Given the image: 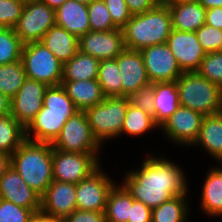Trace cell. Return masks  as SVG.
Masks as SVG:
<instances>
[{"label": "cell", "instance_id": "cell-14", "mask_svg": "<svg viewBox=\"0 0 222 222\" xmlns=\"http://www.w3.org/2000/svg\"><path fill=\"white\" fill-rule=\"evenodd\" d=\"M151 83L176 81L183 73L166 43L140 50Z\"/></svg>", "mask_w": 222, "mask_h": 222}, {"label": "cell", "instance_id": "cell-47", "mask_svg": "<svg viewBox=\"0 0 222 222\" xmlns=\"http://www.w3.org/2000/svg\"><path fill=\"white\" fill-rule=\"evenodd\" d=\"M10 99L0 92V117L10 114Z\"/></svg>", "mask_w": 222, "mask_h": 222}, {"label": "cell", "instance_id": "cell-3", "mask_svg": "<svg viewBox=\"0 0 222 222\" xmlns=\"http://www.w3.org/2000/svg\"><path fill=\"white\" fill-rule=\"evenodd\" d=\"M125 47L140 51L164 44L172 31V18L168 5L161 1L153 9L133 15L122 28Z\"/></svg>", "mask_w": 222, "mask_h": 222}, {"label": "cell", "instance_id": "cell-9", "mask_svg": "<svg viewBox=\"0 0 222 222\" xmlns=\"http://www.w3.org/2000/svg\"><path fill=\"white\" fill-rule=\"evenodd\" d=\"M99 154L65 152L52 148L53 180L77 184L100 167Z\"/></svg>", "mask_w": 222, "mask_h": 222}, {"label": "cell", "instance_id": "cell-51", "mask_svg": "<svg viewBox=\"0 0 222 222\" xmlns=\"http://www.w3.org/2000/svg\"><path fill=\"white\" fill-rule=\"evenodd\" d=\"M75 1H77L79 3H83V4H86V5H89L94 0H75Z\"/></svg>", "mask_w": 222, "mask_h": 222}, {"label": "cell", "instance_id": "cell-34", "mask_svg": "<svg viewBox=\"0 0 222 222\" xmlns=\"http://www.w3.org/2000/svg\"><path fill=\"white\" fill-rule=\"evenodd\" d=\"M23 43L14 28L0 29V65H7L21 60Z\"/></svg>", "mask_w": 222, "mask_h": 222}, {"label": "cell", "instance_id": "cell-29", "mask_svg": "<svg viewBox=\"0 0 222 222\" xmlns=\"http://www.w3.org/2000/svg\"><path fill=\"white\" fill-rule=\"evenodd\" d=\"M187 193L173 197L152 209L151 222H186L188 211ZM186 201V202H185Z\"/></svg>", "mask_w": 222, "mask_h": 222}, {"label": "cell", "instance_id": "cell-15", "mask_svg": "<svg viewBox=\"0 0 222 222\" xmlns=\"http://www.w3.org/2000/svg\"><path fill=\"white\" fill-rule=\"evenodd\" d=\"M79 51L101 60L115 59L126 47L123 30L89 31L79 37Z\"/></svg>", "mask_w": 222, "mask_h": 222}, {"label": "cell", "instance_id": "cell-52", "mask_svg": "<svg viewBox=\"0 0 222 222\" xmlns=\"http://www.w3.org/2000/svg\"><path fill=\"white\" fill-rule=\"evenodd\" d=\"M18 1L23 2L24 4H26V3H29V2H31L33 0H18Z\"/></svg>", "mask_w": 222, "mask_h": 222}, {"label": "cell", "instance_id": "cell-49", "mask_svg": "<svg viewBox=\"0 0 222 222\" xmlns=\"http://www.w3.org/2000/svg\"><path fill=\"white\" fill-rule=\"evenodd\" d=\"M206 10L214 7H222V0H197Z\"/></svg>", "mask_w": 222, "mask_h": 222}, {"label": "cell", "instance_id": "cell-16", "mask_svg": "<svg viewBox=\"0 0 222 222\" xmlns=\"http://www.w3.org/2000/svg\"><path fill=\"white\" fill-rule=\"evenodd\" d=\"M166 44L182 72H196L206 55L195 32L172 29Z\"/></svg>", "mask_w": 222, "mask_h": 222}, {"label": "cell", "instance_id": "cell-19", "mask_svg": "<svg viewBox=\"0 0 222 222\" xmlns=\"http://www.w3.org/2000/svg\"><path fill=\"white\" fill-rule=\"evenodd\" d=\"M122 82V97L150 83L140 51L125 48L115 58Z\"/></svg>", "mask_w": 222, "mask_h": 222}, {"label": "cell", "instance_id": "cell-7", "mask_svg": "<svg viewBox=\"0 0 222 222\" xmlns=\"http://www.w3.org/2000/svg\"><path fill=\"white\" fill-rule=\"evenodd\" d=\"M21 61L27 78L48 86L61 84L63 63L40 41L23 44Z\"/></svg>", "mask_w": 222, "mask_h": 222}, {"label": "cell", "instance_id": "cell-36", "mask_svg": "<svg viewBox=\"0 0 222 222\" xmlns=\"http://www.w3.org/2000/svg\"><path fill=\"white\" fill-rule=\"evenodd\" d=\"M196 72L222 88V51L207 53Z\"/></svg>", "mask_w": 222, "mask_h": 222}, {"label": "cell", "instance_id": "cell-11", "mask_svg": "<svg viewBox=\"0 0 222 222\" xmlns=\"http://www.w3.org/2000/svg\"><path fill=\"white\" fill-rule=\"evenodd\" d=\"M100 168L76 184L78 210L105 212L109 192L116 183Z\"/></svg>", "mask_w": 222, "mask_h": 222}, {"label": "cell", "instance_id": "cell-5", "mask_svg": "<svg viewBox=\"0 0 222 222\" xmlns=\"http://www.w3.org/2000/svg\"><path fill=\"white\" fill-rule=\"evenodd\" d=\"M176 82L181 106L204 116L220 113L221 87L203 78L197 72H183Z\"/></svg>", "mask_w": 222, "mask_h": 222}, {"label": "cell", "instance_id": "cell-38", "mask_svg": "<svg viewBox=\"0 0 222 222\" xmlns=\"http://www.w3.org/2000/svg\"><path fill=\"white\" fill-rule=\"evenodd\" d=\"M129 104L141 109L154 117V83L137 89L128 96Z\"/></svg>", "mask_w": 222, "mask_h": 222}, {"label": "cell", "instance_id": "cell-20", "mask_svg": "<svg viewBox=\"0 0 222 222\" xmlns=\"http://www.w3.org/2000/svg\"><path fill=\"white\" fill-rule=\"evenodd\" d=\"M171 12L172 29L195 32L205 24L206 9L197 0H162Z\"/></svg>", "mask_w": 222, "mask_h": 222}, {"label": "cell", "instance_id": "cell-39", "mask_svg": "<svg viewBox=\"0 0 222 222\" xmlns=\"http://www.w3.org/2000/svg\"><path fill=\"white\" fill-rule=\"evenodd\" d=\"M33 213L31 209L0 199V222H28Z\"/></svg>", "mask_w": 222, "mask_h": 222}, {"label": "cell", "instance_id": "cell-30", "mask_svg": "<svg viewBox=\"0 0 222 222\" xmlns=\"http://www.w3.org/2000/svg\"><path fill=\"white\" fill-rule=\"evenodd\" d=\"M25 140V128L11 115L0 117V151L12 155Z\"/></svg>", "mask_w": 222, "mask_h": 222}, {"label": "cell", "instance_id": "cell-10", "mask_svg": "<svg viewBox=\"0 0 222 222\" xmlns=\"http://www.w3.org/2000/svg\"><path fill=\"white\" fill-rule=\"evenodd\" d=\"M55 24V10L39 0H33L24 5L14 31L23 44L38 42Z\"/></svg>", "mask_w": 222, "mask_h": 222}, {"label": "cell", "instance_id": "cell-23", "mask_svg": "<svg viewBox=\"0 0 222 222\" xmlns=\"http://www.w3.org/2000/svg\"><path fill=\"white\" fill-rule=\"evenodd\" d=\"M79 38L58 25H53L40 40L63 64L76 55Z\"/></svg>", "mask_w": 222, "mask_h": 222}, {"label": "cell", "instance_id": "cell-45", "mask_svg": "<svg viewBox=\"0 0 222 222\" xmlns=\"http://www.w3.org/2000/svg\"><path fill=\"white\" fill-rule=\"evenodd\" d=\"M205 24L222 30V7L207 9Z\"/></svg>", "mask_w": 222, "mask_h": 222}, {"label": "cell", "instance_id": "cell-8", "mask_svg": "<svg viewBox=\"0 0 222 222\" xmlns=\"http://www.w3.org/2000/svg\"><path fill=\"white\" fill-rule=\"evenodd\" d=\"M53 149L65 152L98 154L101 145L95 139L85 111L75 112L51 143Z\"/></svg>", "mask_w": 222, "mask_h": 222}, {"label": "cell", "instance_id": "cell-31", "mask_svg": "<svg viewBox=\"0 0 222 222\" xmlns=\"http://www.w3.org/2000/svg\"><path fill=\"white\" fill-rule=\"evenodd\" d=\"M98 83L105 97H122V82L115 59L99 62Z\"/></svg>", "mask_w": 222, "mask_h": 222}, {"label": "cell", "instance_id": "cell-53", "mask_svg": "<svg viewBox=\"0 0 222 222\" xmlns=\"http://www.w3.org/2000/svg\"><path fill=\"white\" fill-rule=\"evenodd\" d=\"M52 222H64V220H52Z\"/></svg>", "mask_w": 222, "mask_h": 222}, {"label": "cell", "instance_id": "cell-2", "mask_svg": "<svg viewBox=\"0 0 222 222\" xmlns=\"http://www.w3.org/2000/svg\"><path fill=\"white\" fill-rule=\"evenodd\" d=\"M77 111L61 84L48 86L43 107L25 129V139L52 143L60 134L66 121Z\"/></svg>", "mask_w": 222, "mask_h": 222}, {"label": "cell", "instance_id": "cell-27", "mask_svg": "<svg viewBox=\"0 0 222 222\" xmlns=\"http://www.w3.org/2000/svg\"><path fill=\"white\" fill-rule=\"evenodd\" d=\"M99 62L98 59L78 50L75 56L63 64L62 81L97 79Z\"/></svg>", "mask_w": 222, "mask_h": 222}, {"label": "cell", "instance_id": "cell-4", "mask_svg": "<svg viewBox=\"0 0 222 222\" xmlns=\"http://www.w3.org/2000/svg\"><path fill=\"white\" fill-rule=\"evenodd\" d=\"M11 166L42 196L53 181L51 143L25 139L11 155Z\"/></svg>", "mask_w": 222, "mask_h": 222}, {"label": "cell", "instance_id": "cell-48", "mask_svg": "<svg viewBox=\"0 0 222 222\" xmlns=\"http://www.w3.org/2000/svg\"><path fill=\"white\" fill-rule=\"evenodd\" d=\"M52 218L41 211L33 213L28 222H52Z\"/></svg>", "mask_w": 222, "mask_h": 222}, {"label": "cell", "instance_id": "cell-41", "mask_svg": "<svg viewBox=\"0 0 222 222\" xmlns=\"http://www.w3.org/2000/svg\"><path fill=\"white\" fill-rule=\"evenodd\" d=\"M108 8L112 22L117 27L122 29L131 19V13L128 10L125 0H103Z\"/></svg>", "mask_w": 222, "mask_h": 222}, {"label": "cell", "instance_id": "cell-44", "mask_svg": "<svg viewBox=\"0 0 222 222\" xmlns=\"http://www.w3.org/2000/svg\"><path fill=\"white\" fill-rule=\"evenodd\" d=\"M161 1L162 0H125L132 16L153 9Z\"/></svg>", "mask_w": 222, "mask_h": 222}, {"label": "cell", "instance_id": "cell-50", "mask_svg": "<svg viewBox=\"0 0 222 222\" xmlns=\"http://www.w3.org/2000/svg\"><path fill=\"white\" fill-rule=\"evenodd\" d=\"M48 5L51 9L57 10L67 0H39Z\"/></svg>", "mask_w": 222, "mask_h": 222}, {"label": "cell", "instance_id": "cell-35", "mask_svg": "<svg viewBox=\"0 0 222 222\" xmlns=\"http://www.w3.org/2000/svg\"><path fill=\"white\" fill-rule=\"evenodd\" d=\"M88 6L91 31H110L117 29L103 0H94Z\"/></svg>", "mask_w": 222, "mask_h": 222}, {"label": "cell", "instance_id": "cell-12", "mask_svg": "<svg viewBox=\"0 0 222 222\" xmlns=\"http://www.w3.org/2000/svg\"><path fill=\"white\" fill-rule=\"evenodd\" d=\"M48 88L43 82L26 78L10 101V114L26 129L43 107Z\"/></svg>", "mask_w": 222, "mask_h": 222}, {"label": "cell", "instance_id": "cell-32", "mask_svg": "<svg viewBox=\"0 0 222 222\" xmlns=\"http://www.w3.org/2000/svg\"><path fill=\"white\" fill-rule=\"evenodd\" d=\"M157 127L160 128L152 115L128 104L121 129V135L126 133L130 136H138Z\"/></svg>", "mask_w": 222, "mask_h": 222}, {"label": "cell", "instance_id": "cell-18", "mask_svg": "<svg viewBox=\"0 0 222 222\" xmlns=\"http://www.w3.org/2000/svg\"><path fill=\"white\" fill-rule=\"evenodd\" d=\"M0 199L31 209L34 213L41 210V196L26 184L12 166L0 178Z\"/></svg>", "mask_w": 222, "mask_h": 222}, {"label": "cell", "instance_id": "cell-17", "mask_svg": "<svg viewBox=\"0 0 222 222\" xmlns=\"http://www.w3.org/2000/svg\"><path fill=\"white\" fill-rule=\"evenodd\" d=\"M76 209V184L53 180L41 196L40 211L53 220H64Z\"/></svg>", "mask_w": 222, "mask_h": 222}, {"label": "cell", "instance_id": "cell-25", "mask_svg": "<svg viewBox=\"0 0 222 222\" xmlns=\"http://www.w3.org/2000/svg\"><path fill=\"white\" fill-rule=\"evenodd\" d=\"M154 120L161 126L180 106L176 81L154 83Z\"/></svg>", "mask_w": 222, "mask_h": 222}, {"label": "cell", "instance_id": "cell-46", "mask_svg": "<svg viewBox=\"0 0 222 222\" xmlns=\"http://www.w3.org/2000/svg\"><path fill=\"white\" fill-rule=\"evenodd\" d=\"M11 166V155L0 151V178Z\"/></svg>", "mask_w": 222, "mask_h": 222}, {"label": "cell", "instance_id": "cell-42", "mask_svg": "<svg viewBox=\"0 0 222 222\" xmlns=\"http://www.w3.org/2000/svg\"><path fill=\"white\" fill-rule=\"evenodd\" d=\"M152 209L141 201L133 199L128 222H151Z\"/></svg>", "mask_w": 222, "mask_h": 222}, {"label": "cell", "instance_id": "cell-13", "mask_svg": "<svg viewBox=\"0 0 222 222\" xmlns=\"http://www.w3.org/2000/svg\"><path fill=\"white\" fill-rule=\"evenodd\" d=\"M204 115L185 106L178 109L160 126L169 141L192 146L198 138Z\"/></svg>", "mask_w": 222, "mask_h": 222}, {"label": "cell", "instance_id": "cell-26", "mask_svg": "<svg viewBox=\"0 0 222 222\" xmlns=\"http://www.w3.org/2000/svg\"><path fill=\"white\" fill-rule=\"evenodd\" d=\"M207 173L202 188L201 207L208 216H222V163Z\"/></svg>", "mask_w": 222, "mask_h": 222}, {"label": "cell", "instance_id": "cell-43", "mask_svg": "<svg viewBox=\"0 0 222 222\" xmlns=\"http://www.w3.org/2000/svg\"><path fill=\"white\" fill-rule=\"evenodd\" d=\"M64 222H106L104 212L84 211L76 209Z\"/></svg>", "mask_w": 222, "mask_h": 222}, {"label": "cell", "instance_id": "cell-24", "mask_svg": "<svg viewBox=\"0 0 222 222\" xmlns=\"http://www.w3.org/2000/svg\"><path fill=\"white\" fill-rule=\"evenodd\" d=\"M200 145L219 163H222V115L204 116L197 140Z\"/></svg>", "mask_w": 222, "mask_h": 222}, {"label": "cell", "instance_id": "cell-1", "mask_svg": "<svg viewBox=\"0 0 222 222\" xmlns=\"http://www.w3.org/2000/svg\"><path fill=\"white\" fill-rule=\"evenodd\" d=\"M156 155L143 160L140 170L127 172L122 184L132 198L149 208L160 206L173 197L189 193L186 177L179 166Z\"/></svg>", "mask_w": 222, "mask_h": 222}, {"label": "cell", "instance_id": "cell-21", "mask_svg": "<svg viewBox=\"0 0 222 222\" xmlns=\"http://www.w3.org/2000/svg\"><path fill=\"white\" fill-rule=\"evenodd\" d=\"M55 21L78 38L91 30L88 6L75 0H67L55 10Z\"/></svg>", "mask_w": 222, "mask_h": 222}, {"label": "cell", "instance_id": "cell-28", "mask_svg": "<svg viewBox=\"0 0 222 222\" xmlns=\"http://www.w3.org/2000/svg\"><path fill=\"white\" fill-rule=\"evenodd\" d=\"M133 198L126 188L121 185H114L109 192L106 209V222H128L130 217V207H132Z\"/></svg>", "mask_w": 222, "mask_h": 222}, {"label": "cell", "instance_id": "cell-37", "mask_svg": "<svg viewBox=\"0 0 222 222\" xmlns=\"http://www.w3.org/2000/svg\"><path fill=\"white\" fill-rule=\"evenodd\" d=\"M205 53L222 51V30L204 24L195 31Z\"/></svg>", "mask_w": 222, "mask_h": 222}, {"label": "cell", "instance_id": "cell-22", "mask_svg": "<svg viewBox=\"0 0 222 222\" xmlns=\"http://www.w3.org/2000/svg\"><path fill=\"white\" fill-rule=\"evenodd\" d=\"M61 85L79 111H85L106 98L97 79L61 81Z\"/></svg>", "mask_w": 222, "mask_h": 222}, {"label": "cell", "instance_id": "cell-40", "mask_svg": "<svg viewBox=\"0 0 222 222\" xmlns=\"http://www.w3.org/2000/svg\"><path fill=\"white\" fill-rule=\"evenodd\" d=\"M24 5L18 0H0V25L14 28L20 19Z\"/></svg>", "mask_w": 222, "mask_h": 222}, {"label": "cell", "instance_id": "cell-6", "mask_svg": "<svg viewBox=\"0 0 222 222\" xmlns=\"http://www.w3.org/2000/svg\"><path fill=\"white\" fill-rule=\"evenodd\" d=\"M128 104V97H106L85 110L91 131L100 145L121 135Z\"/></svg>", "mask_w": 222, "mask_h": 222}, {"label": "cell", "instance_id": "cell-33", "mask_svg": "<svg viewBox=\"0 0 222 222\" xmlns=\"http://www.w3.org/2000/svg\"><path fill=\"white\" fill-rule=\"evenodd\" d=\"M26 78V72L21 60L7 65H0V92L11 100Z\"/></svg>", "mask_w": 222, "mask_h": 222}]
</instances>
